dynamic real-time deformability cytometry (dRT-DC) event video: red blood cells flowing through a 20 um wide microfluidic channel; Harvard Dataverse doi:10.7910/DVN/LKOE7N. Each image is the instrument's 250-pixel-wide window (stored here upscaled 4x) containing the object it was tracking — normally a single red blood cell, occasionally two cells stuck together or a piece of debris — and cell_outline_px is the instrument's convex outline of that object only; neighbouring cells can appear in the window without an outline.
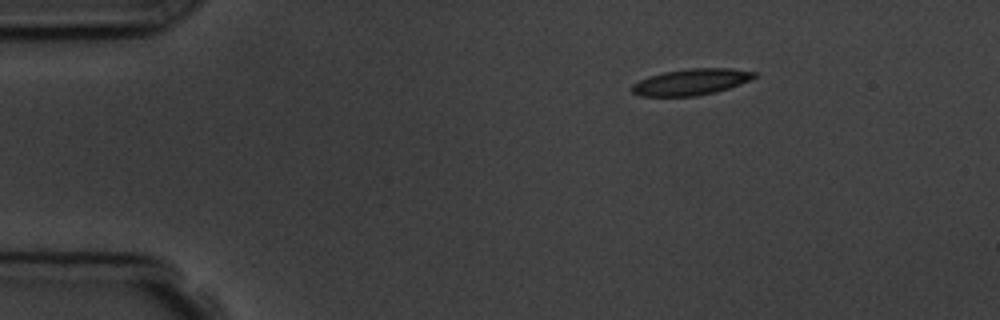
{"species": "common noctule bat (a hibernating species)", "species_latin": "Nyctalus noctula", "temperature_condition": "room temperature", "stored_images_in_passage": 2, "camera_frame_rate_fps": 3000, "um_per_image_px": 0.085, "animal": {"sex": "male", "body_mass_g": 19.5, "forearm_length_mm": 54.6}, "frame": {"image": 1, "passage_image": 1, "time_ms": 0.0, "image_size_px": [1000, 320], "cell_outline_px": [[756, 76], [740, 84], [716, 92], [696, 96], [640, 96], [632, 92], [632, 84], [648, 76], [664, 72], [688, 68], [732, 68], [756, 72]], "centroid_in_image_um": [58.73, 6.96], "position_along_channel_um": 26.3, "area_um2": 18.67}}